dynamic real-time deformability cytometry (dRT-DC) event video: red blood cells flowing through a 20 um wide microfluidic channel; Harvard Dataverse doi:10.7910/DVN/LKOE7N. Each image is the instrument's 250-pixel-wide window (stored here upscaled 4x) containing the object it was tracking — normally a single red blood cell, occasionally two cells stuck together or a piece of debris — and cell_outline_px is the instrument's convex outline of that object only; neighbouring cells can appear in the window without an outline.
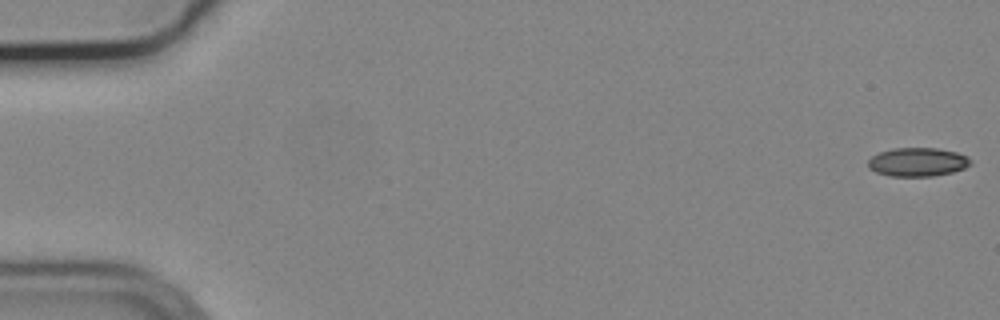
{"species": "common noctule bat (a hibernating species)", "species_latin": "Nyctalus noctula", "temperature_condition": "cold", "stored_images_in_passage": 56, "camera_frame_rate_fps": 3000, "um_per_image_px": 0.085, "animal": {"sex": "male", "body_mass_g": 19.2, "forearm_length_mm": 51.8}, "frame": {"image": 1, "passage_image": 1, "time_ms": 0.0, "image_size_px": [1000, 320], "cell_outline_px": [[972, 164], [964, 168], [952, 172], [932, 176], [888, 176], [876, 172], [868, 168], [868, 160], [872, 156], [880, 152], [892, 148], [936, 148], [956, 152], [968, 156]], "centroid_in_image_um": [77.98, 13.77], "position_along_channel_um": 7.0, "area_um2": 17.17}}
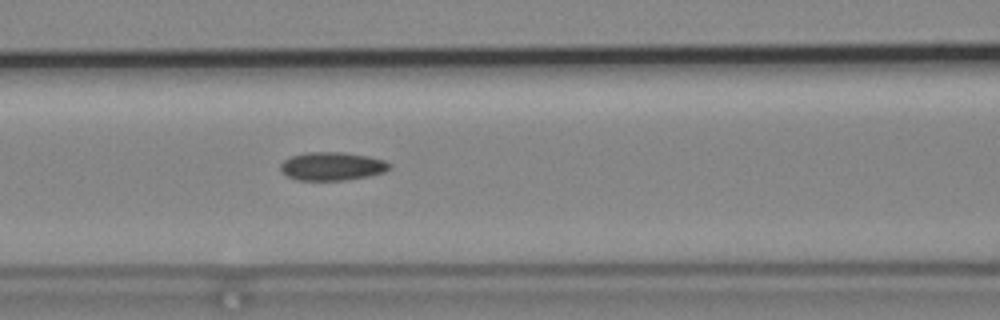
{"frame": {"image": 2, "passage_image": 24, "time_ms": 7.667, "image_size_px": [1000, 320], "cell_outline_px": [[392, 164], [384, 172], [368, 176], [344, 180], [296, 180], [280, 172], [280, 164], [284, 160], [292, 156], [308, 152], [344, 152], [368, 156], [384, 160]], "centroid_in_image_um": [28.2, 14.13], "position_along_channel_um": 138.4, "area_um2": 17.98}}
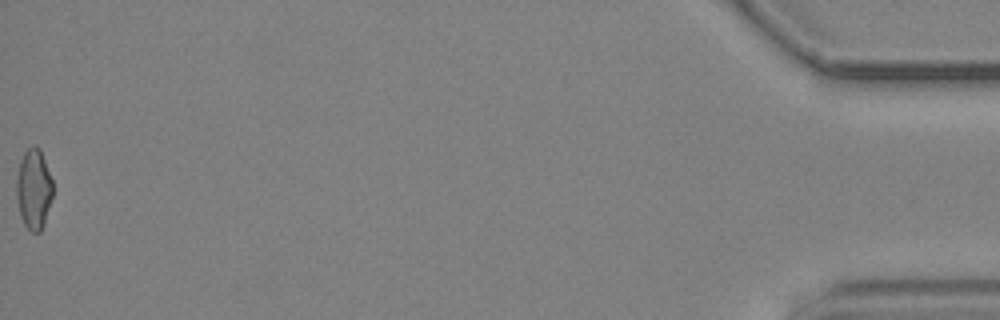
{"frame": {"image": 3, "passage_image": 56, "time_ms": 18.333, "image_size_px": [1000, 320], "cell_outline_px": [[52, 196], [44, 224], [40, 232], [32, 232], [24, 224], [20, 216], [16, 196], [16, 180], [20, 160], [24, 152], [28, 148], [40, 148], [52, 180]], "centroid_in_image_um": [2.85, 16.09], "position_along_channel_um": 432.3, "area_um2": 16.82}, "authors_computed_cell_mechanics": {"area_um2": 17.5423, "velocity_mm_per_s": 3.7187, "shape_relaxation_time_tau1_ms": null, "shape_relaxation_time_tau2_ms": 3.8763, "deformation_change_tau1": null, "deformation_change_tau2": 0.099}}